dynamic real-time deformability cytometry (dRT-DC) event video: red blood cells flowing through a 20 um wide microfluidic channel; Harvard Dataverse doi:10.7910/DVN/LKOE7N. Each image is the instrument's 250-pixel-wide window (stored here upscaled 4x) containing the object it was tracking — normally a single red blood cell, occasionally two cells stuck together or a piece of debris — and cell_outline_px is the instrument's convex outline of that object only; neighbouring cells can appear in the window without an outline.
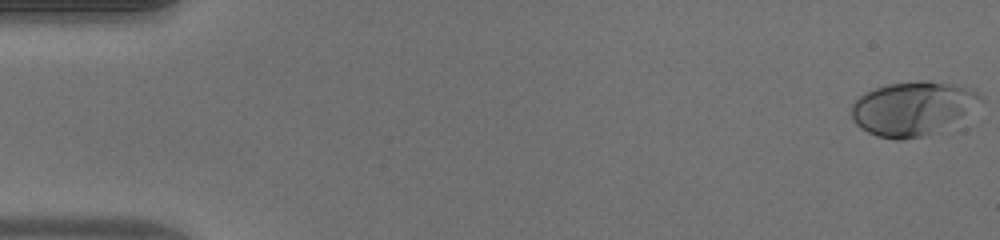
{"species": "human", "species_latin": "Homo sapiens", "temperature_condition": "warm", "stored_images_in_passage": 51, "camera_frame_rate_fps": 3000, "um_per_image_px": 0.085, "donor": {"sex": "male"}, "frame": {"image": 1, "passage_image": 1, "time_ms": 0.0, "image_size_px": [1000, 240], "cell_outline_px": [[980, 100], [940, 132], [924, 136], [900, 140], [896, 140], [876, 136], [860, 128], [852, 120], [852, 104], [860, 96], [876, 88], [888, 84], [916, 80], [928, 80], [956, 84], [968, 88], [976, 92], [980, 96]], "centroid_in_image_um": [77.5, 9.22], "position_along_channel_um": 7.5, "area_um2": 40.0}}
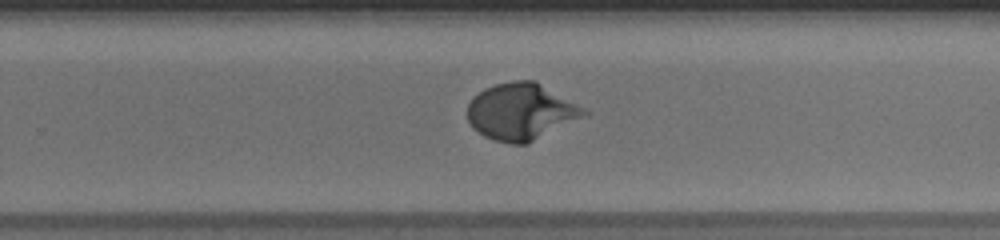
{"frame": {"image": 2, "passage_image": 33, "time_ms": 10.667, "image_size_px": [1000, 240], "cell_outline_px": [[592, 112], [588, 116], [528, 144], [508, 144], [484, 136], [472, 128], [468, 120], [468, 104], [472, 96], [484, 88], [496, 84], [512, 80], [536, 80]], "centroid_in_image_um": [44.34, 9.49], "position_along_channel_um": 285.5, "area_um2": 39.25}}
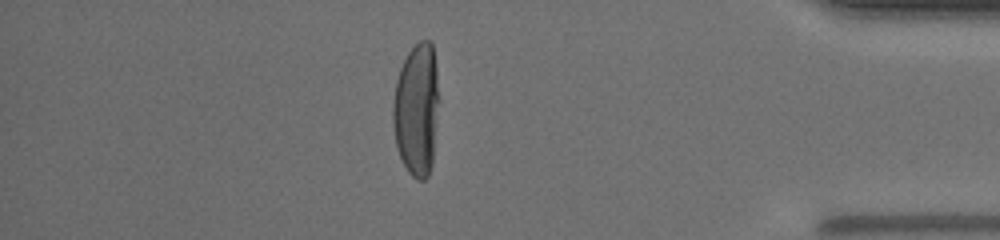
{"frame": {"image": 3, "passage_image": 44, "time_ms": 14.333, "image_size_px": [1000, 240], "cell_outline_px": [[440, 100], [432, 164], [428, 176], [424, 180], [416, 180], [408, 172], [400, 156], [396, 144], [392, 124], [392, 104], [396, 80], [400, 68], [408, 52], [420, 40], [428, 40], [432, 44], [436, 68]], "centroid_in_image_um": [35.42, 9.33], "position_along_channel_um": 399.8, "area_um2": 36.13}, "authors_computed_cell_mechanics": {"area_um2": 37.0498, "velocity_mm_per_s": 4.0785, "shape_relaxation_time_tau1_ms": 4.1383, "shape_relaxation_time_tau2_ms": null, "deformation_change_tau1": 0.2635, "deformation_change_tau2": null}}